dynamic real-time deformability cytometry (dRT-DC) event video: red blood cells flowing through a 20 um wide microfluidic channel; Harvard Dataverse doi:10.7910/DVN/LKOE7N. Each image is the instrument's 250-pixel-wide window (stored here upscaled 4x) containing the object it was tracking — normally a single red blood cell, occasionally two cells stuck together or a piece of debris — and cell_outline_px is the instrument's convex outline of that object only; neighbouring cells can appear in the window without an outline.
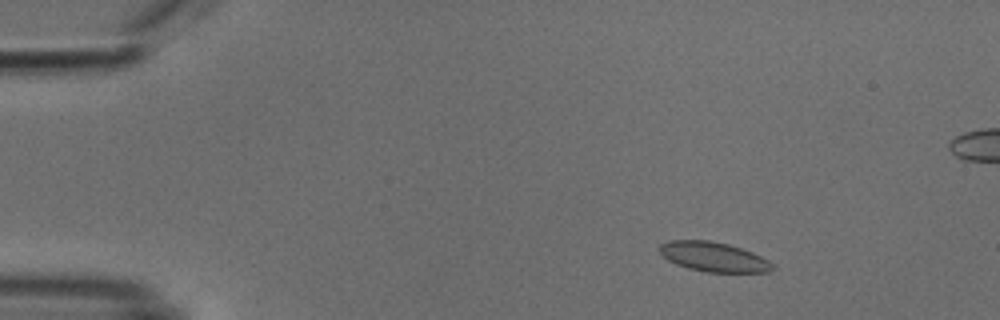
{"species": "common noctule bat (a hibernating species)", "species_latin": "Nyctalus noctula", "temperature_condition": "cold", "stored_images_in_passage": 53, "camera_frame_rate_fps": 3000, "um_per_image_px": 0.085, "animal": {"sex": "male", "body_mass_g": 18.8}, "frame": {"image": 1, "passage_image": 7, "time_ms": 2.0, "image_size_px": [1000, 320], "cell_outline_px": [[776, 268], [768, 272], [708, 272], [688, 268], [676, 264], [668, 260], [656, 248], [660, 244], [668, 240], [708, 240], [728, 244], [752, 252], [768, 260]], "centroid_in_image_um": [60.63, 21.82], "position_along_channel_um": 24.4, "area_um2": 19.48}}
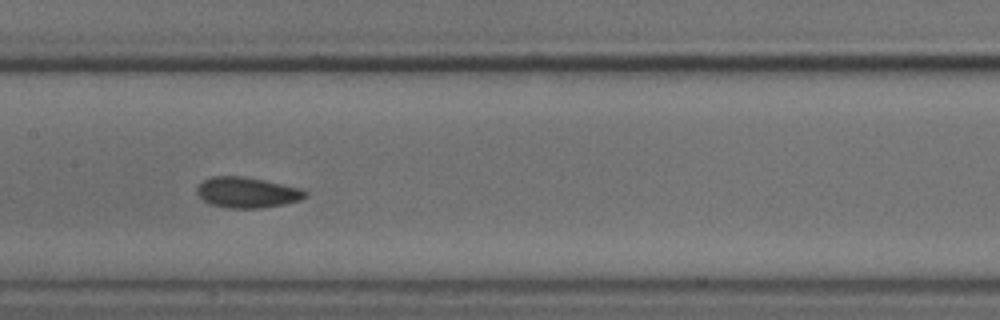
{"frame": {"image": 2, "passage_image": 26, "time_ms": 8.333, "image_size_px": [1000, 320], "cell_outline_px": [[308, 196], [300, 200], [284, 204], [260, 208], [224, 208], [208, 204], [196, 192], [196, 188], [204, 180], [212, 176], [244, 176], [264, 180], [300, 188], [308, 192]], "centroid_in_image_um": [21.0, 16.36], "position_along_channel_um": 186.4, "area_um2": 19.42}}
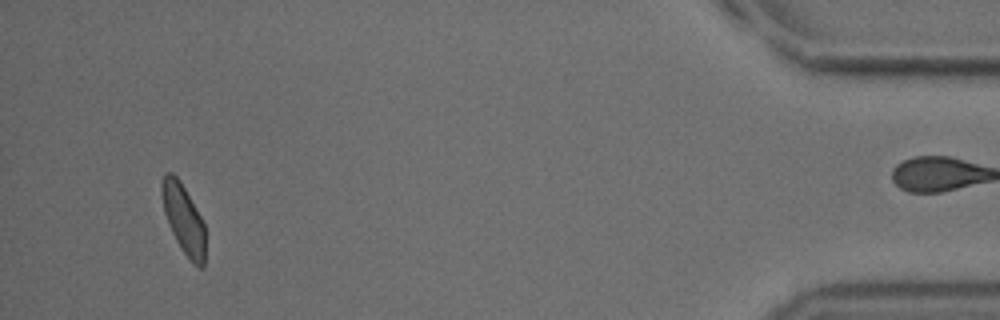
{"frame": {"image": 3, "passage_image": 50, "time_ms": 16.333, "image_size_px": [1000, 320], "cell_outline_px": [[204, 268], [200, 268], [192, 264], [180, 248], [172, 232], [164, 212], [160, 192], [160, 184], [164, 172], [172, 172], [180, 180], [200, 216], [204, 224]], "centroid_in_image_um": [15.57, 18.6], "position_along_channel_um": 419.6, "area_um2": 17.63}, "authors_computed_cell_mechanics": {"area_um2": 18.9006, "velocity_mm_per_s": 3.7935, "shape_relaxation_time_tau1_ms": 2.9193, "shape_relaxation_time_tau2_ms": 3.0758, "deformation_change_tau1": 0.056, "deformation_change_tau2": 0.0567}}